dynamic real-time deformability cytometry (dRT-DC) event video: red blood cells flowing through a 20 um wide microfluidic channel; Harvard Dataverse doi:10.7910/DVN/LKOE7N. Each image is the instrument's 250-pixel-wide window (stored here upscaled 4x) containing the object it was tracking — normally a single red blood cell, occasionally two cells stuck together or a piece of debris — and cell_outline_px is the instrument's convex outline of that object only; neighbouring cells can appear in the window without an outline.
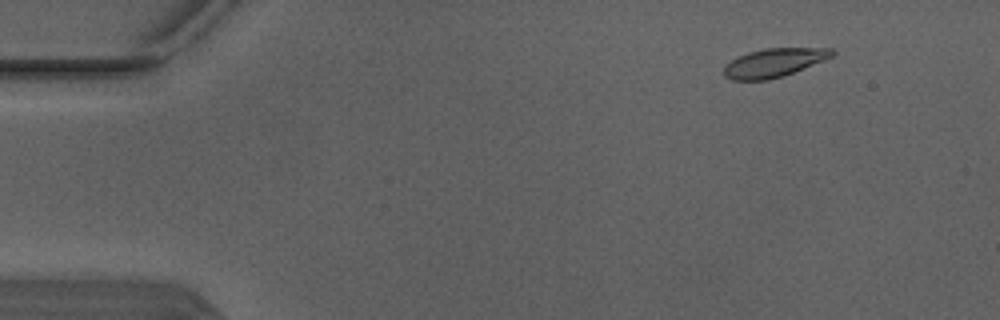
{"species": "Egyptian fruit bat (a non-hibernating species)", "species_latin": "Rousettus aegyptiacus", "temperature_condition": "warm", "stored_images_in_passage": 5, "camera_frame_rate_fps": 3000, "um_per_image_px": 0.085, "animal": {"sex": "male"}, "frame": {"image": 1, "passage_image": 2, "time_ms": 0.333, "image_size_px": [1000, 320], "cell_outline_px": [[836, 52], [832, 56], [824, 60], [784, 76], [768, 80], [732, 80], [724, 76], [724, 68], [732, 60], [748, 52], [764, 48], [832, 48]], "centroid_in_image_um": [65.8, 5.33], "position_along_channel_um": 19.2, "area_um2": 17.92}}
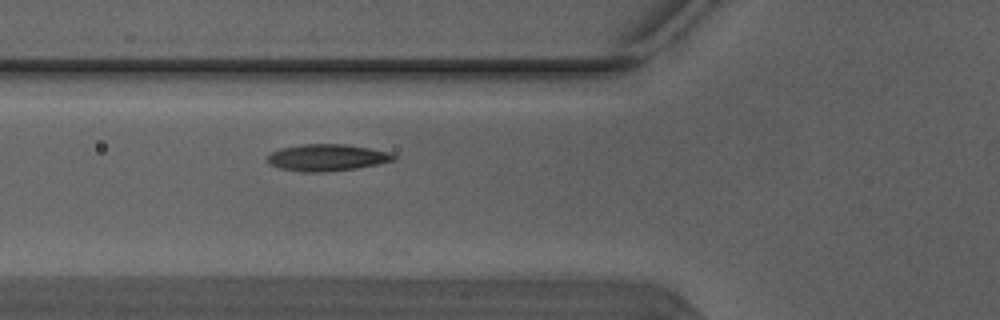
{"frame": {"image": 2, "passage_image": 5, "time_ms": 1.333, "image_size_px": [1000, 320], "cell_outline_px": [[396, 160], [356, 168], [324, 172], [300, 172], [280, 168], [268, 164], [268, 156], [272, 152], [284, 148], [300, 144], [344, 144], [368, 148], [388, 152], [396, 156]], "centroid_in_image_um": [27.78, 13.4], "position_along_channel_um": 98.0, "area_um2": 19.48}}